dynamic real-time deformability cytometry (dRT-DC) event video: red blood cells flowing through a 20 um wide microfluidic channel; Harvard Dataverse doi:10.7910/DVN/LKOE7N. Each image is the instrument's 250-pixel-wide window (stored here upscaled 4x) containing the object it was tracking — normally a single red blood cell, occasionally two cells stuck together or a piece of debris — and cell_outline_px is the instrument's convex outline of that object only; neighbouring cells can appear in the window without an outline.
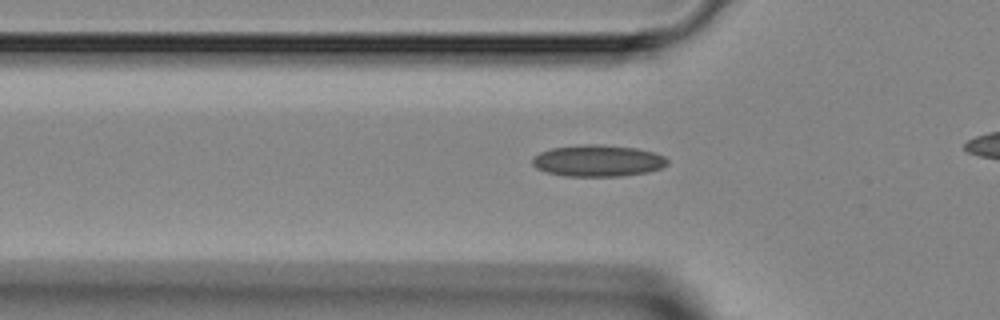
{"species": "Egyptian fruit bat (a non-hibernating species)", "species_latin": "Rousettus aegyptiacus", "temperature_condition": "room temperature", "stored_images_in_passage": 27, "camera_frame_rate_fps": 3000, "um_per_image_px": 0.085, "animal": {"sex": "female"}, "frame": {"image": 1, "passage_image": 4, "time_ms": 1.0, "image_size_px": [1000, 320], "cell_outline_px": [[668, 164], [660, 168], [648, 172], [620, 176], [564, 176], [548, 172], [536, 168], [532, 164], [532, 156], [540, 152], [552, 148], [584, 144], [600, 144], [636, 148], [656, 152], [664, 156], [668, 160]], "centroid_in_image_um": [50.82, 13.66], "position_along_channel_um": 75.0, "area_um2": 24.97}}
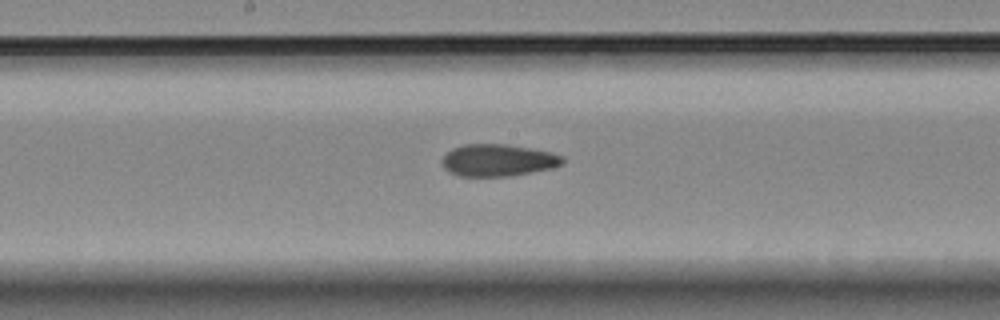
{"frame": {"image": 2, "passage_image": 13, "time_ms": 4.0, "image_size_px": [1000, 320], "cell_outline_px": [[564, 164], [552, 168], [512, 176], [460, 176], [448, 172], [444, 168], [444, 156], [452, 148], [464, 144], [508, 144], [532, 148], [552, 152], [564, 156]], "centroid_in_image_um": [42.38, 13.62], "position_along_channel_um": 205.8, "area_um2": 22.66}}
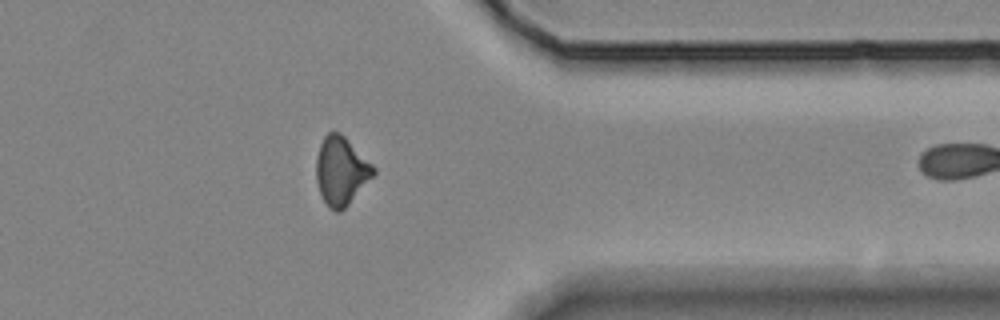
{"frame": {"image": 3, "passage_image": 26, "time_ms": 8.333, "image_size_px": [1000, 320], "cell_outline_px": [[376, 172], [348, 204], [340, 212], [336, 212], [328, 208], [320, 192], [316, 180], [316, 156], [320, 144], [324, 136], [328, 132], [340, 132], [376, 168]], "centroid_in_image_um": [28.97, 14.52], "position_along_channel_um": 382.4, "area_um2": 22.54}}